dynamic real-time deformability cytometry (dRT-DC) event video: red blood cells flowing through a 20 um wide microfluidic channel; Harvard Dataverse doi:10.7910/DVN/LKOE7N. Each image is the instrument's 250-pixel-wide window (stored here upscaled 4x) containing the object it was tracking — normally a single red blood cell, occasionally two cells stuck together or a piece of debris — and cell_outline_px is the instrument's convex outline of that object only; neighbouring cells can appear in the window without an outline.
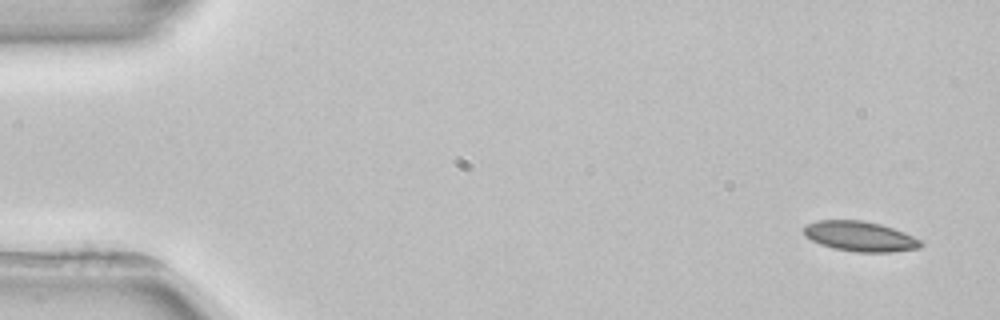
{"species": "common noctule bat (a hibernating species)", "species_latin": "Nyctalus noctula", "temperature_condition": "room temperature", "stored_images_in_passage": 4, "camera_frame_rate_fps": 3000, "um_per_image_px": 0.085, "animal": {"sex": "female", "body_mass_g": 22.7, "forearm_length_mm": 54.2}, "frame": {"image": 1, "passage_image": 1, "time_ms": 0.0, "image_size_px": [1000, 320], "cell_outline_px": [[924, 244], [920, 248], [892, 252], [856, 252], [832, 248], [820, 244], [804, 236], [804, 224], [816, 220], [860, 220], [880, 224], [904, 232], [920, 240]], "centroid_in_image_um": [73.07, 20.09], "position_along_channel_um": 11.9, "area_um2": 20.58}}
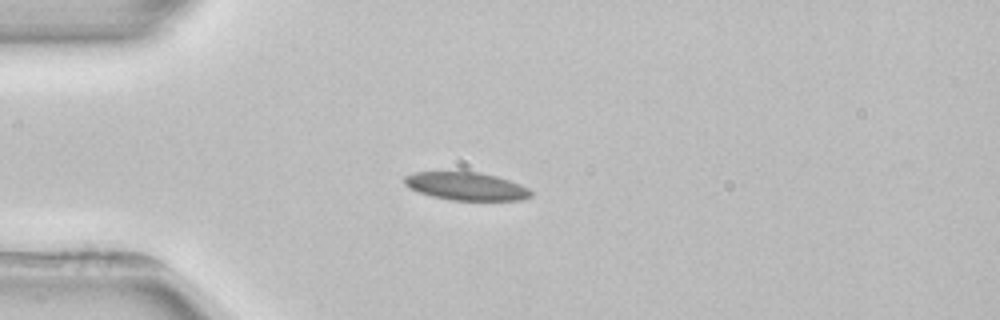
{"frame": {"image": 2, "passage_image": 4, "time_ms": 3.667, "image_size_px": [1000, 320], "cell_outline_px": [[532, 196], [520, 200], [452, 200], [432, 196], [420, 192], [404, 184], [404, 176], [416, 172], [480, 172], [496, 176], [520, 184], [528, 188], [532, 192]], "centroid_in_image_um": [39.65, 15.83], "position_along_channel_um": 45.4, "area_um2": 20.4}}